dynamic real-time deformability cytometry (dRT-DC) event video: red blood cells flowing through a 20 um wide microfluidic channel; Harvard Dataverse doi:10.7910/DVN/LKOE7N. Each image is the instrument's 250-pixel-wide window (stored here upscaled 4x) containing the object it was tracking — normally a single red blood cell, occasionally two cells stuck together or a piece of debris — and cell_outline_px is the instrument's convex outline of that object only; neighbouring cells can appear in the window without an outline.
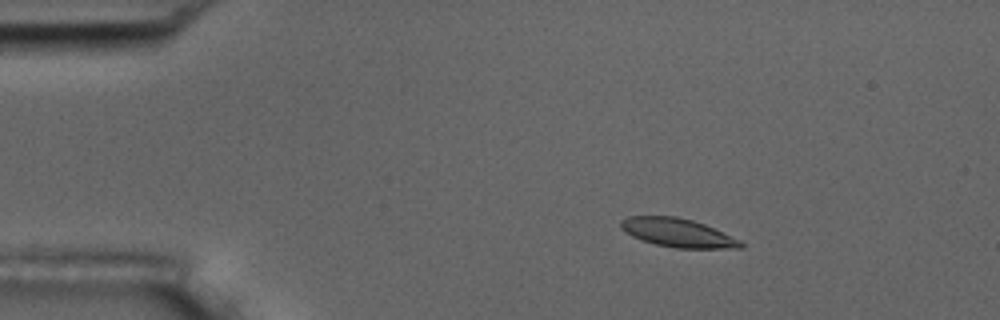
{"species": "common noctule bat (a hibernating species)", "species_latin": "Nyctalus noctula", "temperature_condition": "room temperature", "stored_images_in_passage": 5, "camera_frame_rate_fps": 3000, "um_per_image_px": 0.085, "animal": {"sex": "male", "body_mass_g": 17.5, "forearm_length_mm": 52.3}, "frame": {"image": 1, "passage_image": 3, "time_ms": 2.333, "image_size_px": [1000, 320], "cell_outline_px": [[744, 248], [676, 248], [656, 244], [632, 236], [620, 228], [620, 220], [628, 216], [676, 216], [692, 220], [704, 224], [740, 240], [744, 244]], "centroid_in_image_um": [57.59, 19.78], "position_along_channel_um": 27.4, "area_um2": 19.83}}